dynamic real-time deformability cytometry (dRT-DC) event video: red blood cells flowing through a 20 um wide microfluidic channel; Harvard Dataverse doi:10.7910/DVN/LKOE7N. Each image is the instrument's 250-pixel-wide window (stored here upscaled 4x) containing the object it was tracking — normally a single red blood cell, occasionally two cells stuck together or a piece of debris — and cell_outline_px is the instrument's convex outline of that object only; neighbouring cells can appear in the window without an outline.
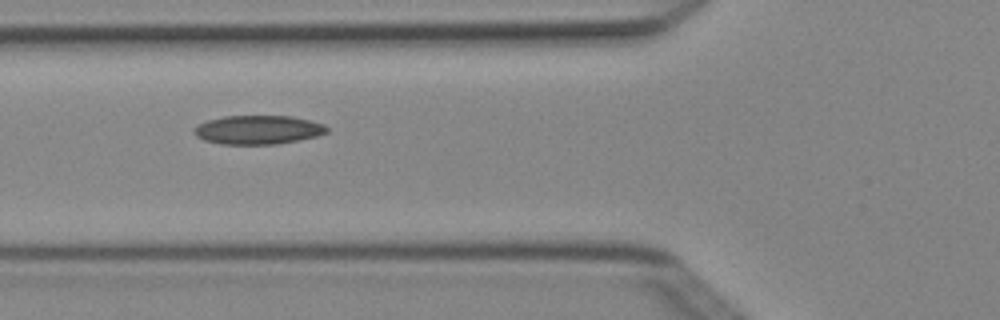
{"species": "Egyptian fruit bat (a non-hibernating species)", "species_latin": "Rousettus aegyptiacus", "temperature_condition": "cold", "stored_images_in_passage": 8, "camera_frame_rate_fps": 3000, "um_per_image_px": 0.085, "animal": {"sex": "female"}, "frame": {"image": 1, "passage_image": 6, "time_ms": 1.667, "image_size_px": [1000, 320], "cell_outline_px": [[328, 132], [316, 136], [276, 144], [220, 144], [204, 140], [196, 136], [192, 132], [192, 128], [208, 120], [224, 116], [292, 116], [324, 124], [328, 128]], "centroid_in_image_um": [21.9, 11.03], "position_along_channel_um": 103.9, "area_um2": 22.25}}
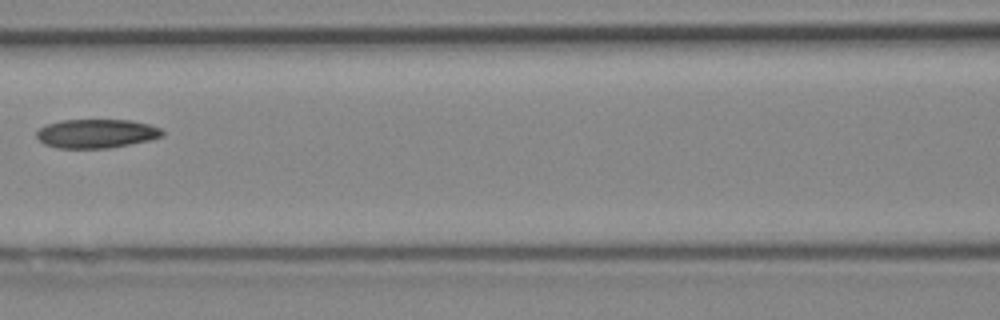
{"frame": {"image": 2, "passage_image": 7, "time_ms": 2.0, "image_size_px": [1000, 320], "cell_outline_px": [[164, 136], [148, 140], [108, 148], [56, 148], [44, 144], [36, 136], [36, 132], [40, 128], [48, 124], [60, 120], [132, 120], [148, 124], [160, 128], [164, 132]], "centroid_in_image_um": [8.18, 11.35], "position_along_channel_um": 158.4, "area_um2": 21.1}}
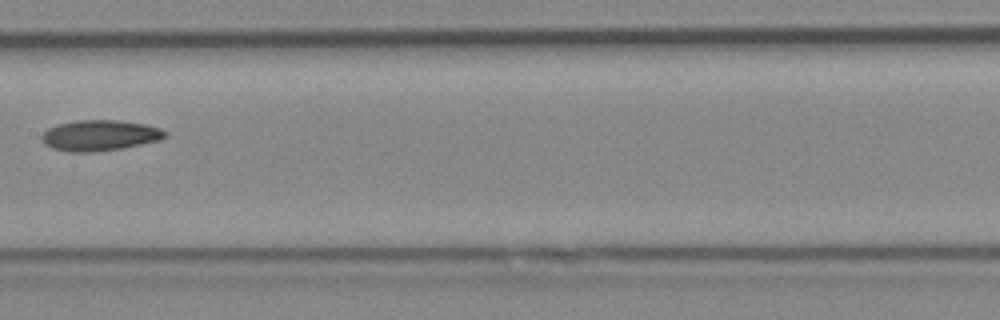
{"frame": {"image": 3, "passage_image": 8, "time_ms": 2.333, "image_size_px": [1000, 320], "cell_outline_px": [[168, 136], [160, 140], [120, 148], [92, 152], [72, 152], [52, 148], [44, 144], [40, 136], [48, 128], [56, 124], [76, 120], [120, 120], [148, 124], [160, 128]], "centroid_in_image_um": [8.46, 11.49], "position_along_channel_um": 198.9, "area_um2": 22.14}}